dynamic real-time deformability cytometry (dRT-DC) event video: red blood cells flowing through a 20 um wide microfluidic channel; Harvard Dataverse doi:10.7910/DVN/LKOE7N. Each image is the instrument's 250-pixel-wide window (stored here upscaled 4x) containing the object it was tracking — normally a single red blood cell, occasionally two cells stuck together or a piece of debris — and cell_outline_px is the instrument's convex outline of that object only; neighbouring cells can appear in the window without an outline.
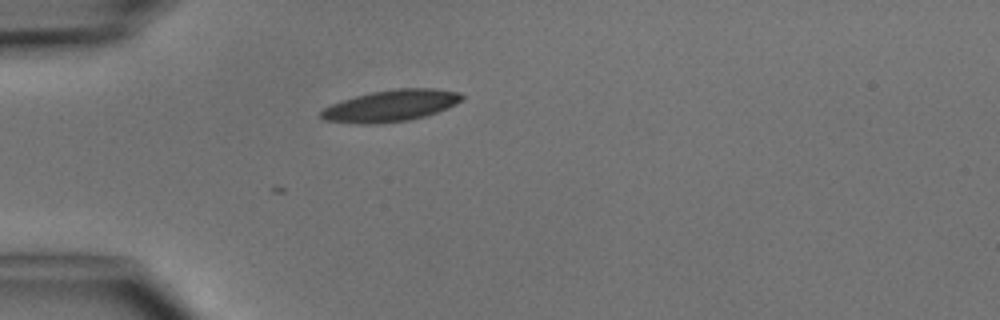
{"species": "common noctule bat (a hibernating species)", "species_latin": "Nyctalus noctula", "temperature_condition": "cold", "stored_images_in_passage": 2, "camera_frame_rate_fps": 3000, "um_per_image_px": 0.085, "animal": {"sex": "male", "body_mass_g": 15.6}, "frame": {"image": 1, "passage_image": 2, "time_ms": 1.0, "image_size_px": [1000, 320], "cell_outline_px": [[464, 96], [456, 104], [448, 108], [424, 116], [408, 120], [380, 124], [360, 124], [324, 120], [320, 116], [320, 112], [324, 108], [332, 104], [356, 96], [372, 92], [396, 88], [436, 88], [460, 92]], "centroid_in_image_um": [33.24, 8.99], "position_along_channel_um": 51.8, "area_um2": 25.84}}